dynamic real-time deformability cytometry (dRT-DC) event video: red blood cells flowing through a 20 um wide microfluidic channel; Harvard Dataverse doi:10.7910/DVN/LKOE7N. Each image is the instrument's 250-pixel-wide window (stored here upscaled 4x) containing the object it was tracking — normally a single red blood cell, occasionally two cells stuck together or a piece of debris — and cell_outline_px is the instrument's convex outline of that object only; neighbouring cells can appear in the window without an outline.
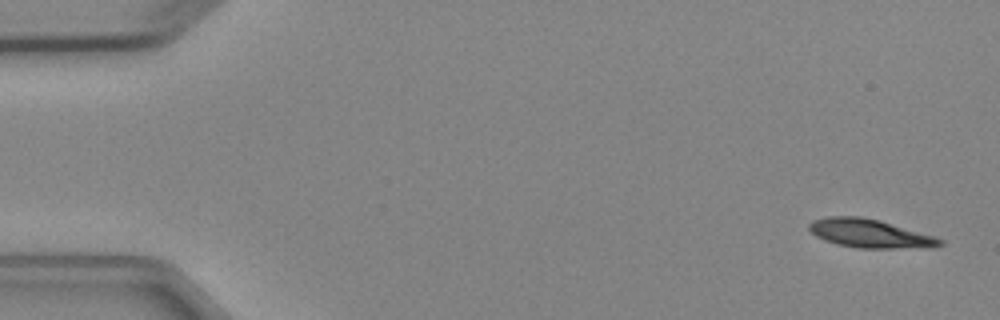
{"species": "Egyptian fruit bat (a non-hibernating species)", "species_latin": "Rousettus aegyptiacus", "temperature_condition": "cold", "stored_images_in_passage": 8, "camera_frame_rate_fps": 3000, "um_per_image_px": 0.085, "animal": {"sex": "female"}, "frame": {"image": 1, "passage_image": 1, "time_ms": 0.0, "image_size_px": [1000, 320], "cell_outline_px": [[944, 244], [932, 248], [860, 248], [840, 244], [824, 240], [816, 236], [808, 228], [808, 224], [812, 220], [828, 216], [860, 216], [880, 220], [936, 236], [944, 240]], "centroid_in_image_um": [73.99, 19.84], "position_along_channel_um": 11.0, "area_um2": 21.96}}
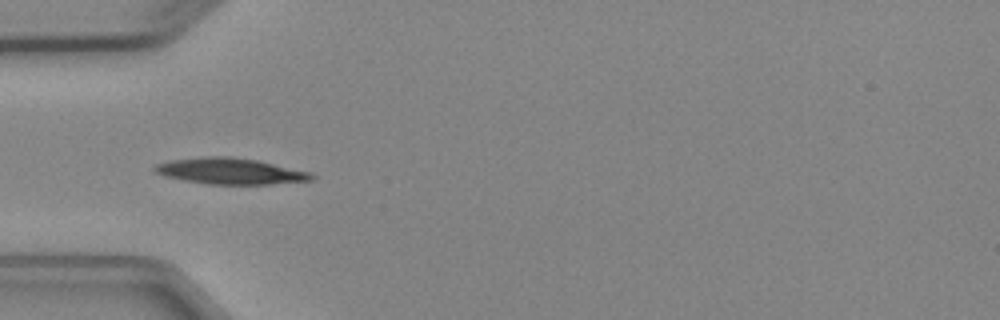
{"frame": {"image": 2, "passage_image": 5, "time_ms": 4.667, "image_size_px": [1000, 320], "cell_outline_px": [[316, 176], [312, 180], [272, 184], [208, 184], [184, 180], [164, 176], [152, 172], [152, 168], [156, 164], [168, 160], [204, 156], [232, 156], [256, 160], [308, 172]], "centroid_in_image_um": [19.48, 14.54], "position_along_channel_um": 65.5, "area_um2": 23.87}}